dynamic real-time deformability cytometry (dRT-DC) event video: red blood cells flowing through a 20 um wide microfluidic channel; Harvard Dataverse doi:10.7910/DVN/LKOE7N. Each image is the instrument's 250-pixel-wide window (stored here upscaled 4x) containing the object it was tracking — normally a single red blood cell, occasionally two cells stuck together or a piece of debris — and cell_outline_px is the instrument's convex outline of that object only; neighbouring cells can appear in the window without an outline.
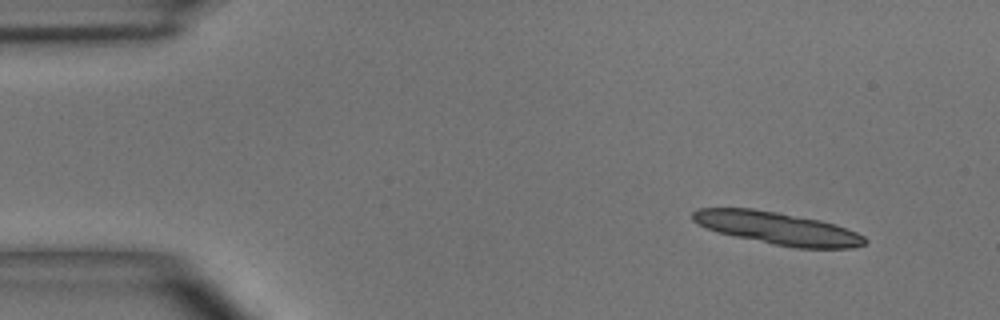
{"species": "common noctule bat (a hibernating species)", "species_latin": "Nyctalus noctula", "temperature_condition": "room temperature", "stored_images_in_passage": 3, "camera_frame_rate_fps": 3000, "um_per_image_px": 0.085, "animal": {"sex": "male", "body_mass_g": 15.6}, "frame": {"image": 1, "passage_image": 1, "time_ms": 0.0, "image_size_px": [1000, 320], "cell_outline_px": [[868, 240], [864, 244], [852, 248], [796, 248], [772, 244], [716, 232], [692, 220], [692, 212], [696, 208], [752, 208], [776, 212], [820, 220], [856, 232], [864, 236]], "centroid_in_image_um": [66.07, 19.4], "position_along_channel_um": 18.9, "area_um2": 32.31}}